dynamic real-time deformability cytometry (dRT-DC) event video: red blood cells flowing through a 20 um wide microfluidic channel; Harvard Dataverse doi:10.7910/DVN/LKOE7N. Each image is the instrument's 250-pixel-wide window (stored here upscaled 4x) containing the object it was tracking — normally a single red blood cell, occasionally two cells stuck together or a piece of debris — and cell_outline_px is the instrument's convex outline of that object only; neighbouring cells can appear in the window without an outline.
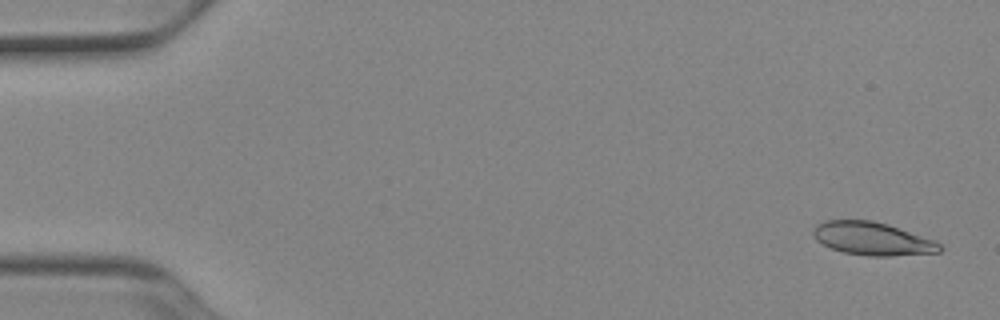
{"species": "Egyptian fruit bat (a non-hibernating species)", "species_latin": "Rousettus aegyptiacus", "temperature_condition": "cold", "stored_images_in_passage": 52, "camera_frame_rate_fps": 3000, "um_per_image_px": 0.085, "animal": {"sex": "female"}, "frame": {"image": 1, "passage_image": 2, "time_ms": 0.333, "image_size_px": [1000, 320], "cell_outline_px": [[944, 248], [940, 252], [892, 256], [868, 256], [844, 252], [832, 248], [816, 240], [812, 236], [812, 228], [816, 224], [824, 220], [872, 220], [888, 224], [936, 240]], "centroid_in_image_um": [74.16, 20.28], "position_along_channel_um": 10.8, "area_um2": 24.62}}
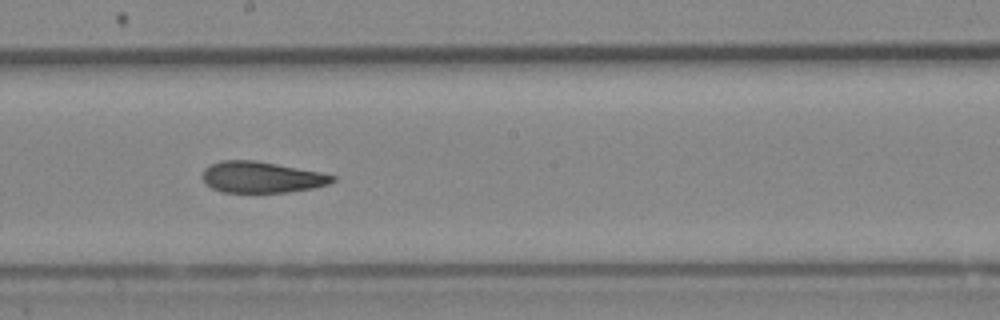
{"frame": {"image": 2, "passage_image": 29, "time_ms": 9.333, "image_size_px": [1000, 320], "cell_outline_px": [[336, 180], [328, 184], [312, 188], [288, 192], [224, 192], [212, 188], [204, 180], [204, 168], [220, 160], [256, 160], [320, 172], [336, 176]], "centroid_in_image_um": [22.26, 15.05], "position_along_channel_um": 225.9, "area_um2": 23.41}}
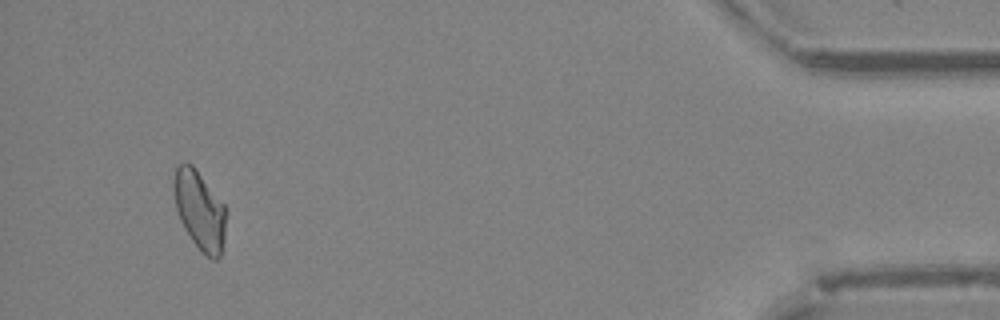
{"frame": {"image": 3, "passage_image": 49, "time_ms": 16.0, "image_size_px": [1000, 320], "cell_outline_px": [[228, 212], [224, 236], [220, 256], [216, 260], [212, 260], [200, 252], [192, 240], [180, 220], [176, 208], [176, 168], [184, 160], [192, 164], [224, 204]], "centroid_in_image_um": [17.03, 17.92], "position_along_channel_um": 418.2, "area_um2": 23.7}, "authors_computed_cell_mechanics": {"area_um2": 24.5361, "velocity_mm_per_s": 3.9144, "shape_relaxation_time_tau1_ms": 7.0102, "shape_relaxation_time_tau2_ms": 4.1204, "deformation_change_tau1": 0.1629, "deformation_change_tau2": 0.1089}}